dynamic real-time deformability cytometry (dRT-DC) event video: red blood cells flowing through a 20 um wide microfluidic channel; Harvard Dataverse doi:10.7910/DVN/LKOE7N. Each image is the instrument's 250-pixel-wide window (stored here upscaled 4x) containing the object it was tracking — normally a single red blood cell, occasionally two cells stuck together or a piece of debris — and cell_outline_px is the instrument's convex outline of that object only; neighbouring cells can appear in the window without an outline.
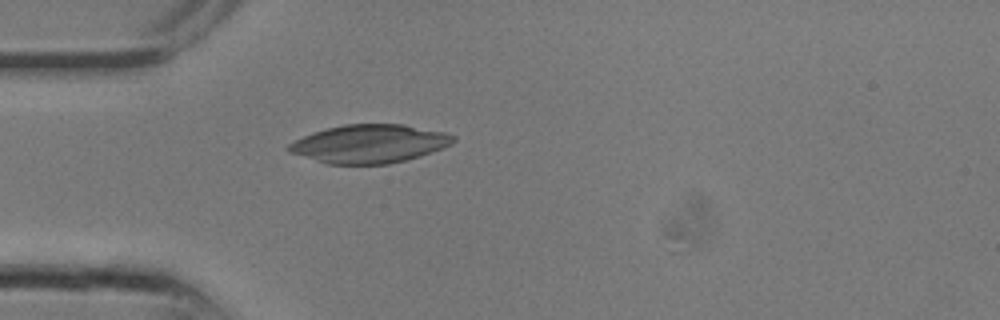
{"species": "common noctule bat (a hibernating species)", "species_latin": "Nyctalus noctula", "temperature_condition": "room temperature", "stored_images_in_passage": 9, "camera_frame_rate_fps": 3000, "um_per_image_px": 0.085, "animal": {"sex": "male", "body_mass_g": 13.3}, "frame": {"image": 1, "passage_image": 7, "time_ms": 2.0, "image_size_px": [1000, 320], "cell_outline_px": [[456, 140], [452, 144], [444, 148], [420, 156], [388, 164], [324, 164], [288, 152], [284, 148], [288, 144], [304, 136], [328, 128], [344, 124], [404, 124], [444, 132], [456, 136]], "centroid_in_image_um": [31.4, 12.23], "position_along_channel_um": 53.6, "area_um2": 36.93}}
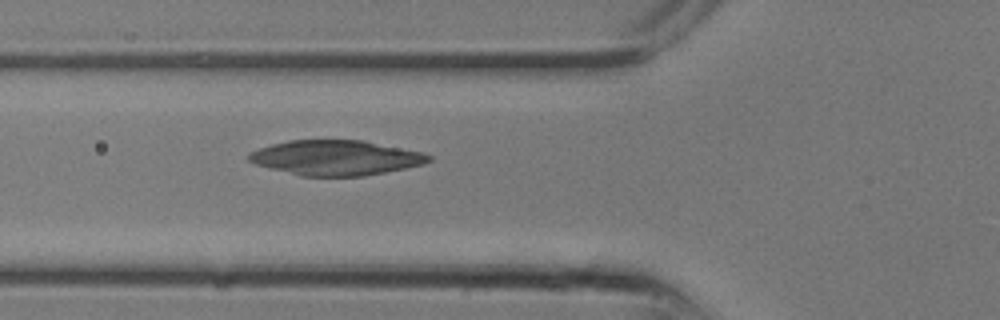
{"frame": {"image": 2, "passage_image": 9, "time_ms": 2.667, "image_size_px": [1000, 320], "cell_outline_px": [[432, 160], [424, 164], [364, 176], [300, 176], [256, 164], [248, 160], [248, 152], [272, 144], [288, 140], [364, 140], [424, 152], [432, 156]], "centroid_in_image_um": [28.57, 13.4], "position_along_channel_um": 97.2, "area_um2": 36.7}}